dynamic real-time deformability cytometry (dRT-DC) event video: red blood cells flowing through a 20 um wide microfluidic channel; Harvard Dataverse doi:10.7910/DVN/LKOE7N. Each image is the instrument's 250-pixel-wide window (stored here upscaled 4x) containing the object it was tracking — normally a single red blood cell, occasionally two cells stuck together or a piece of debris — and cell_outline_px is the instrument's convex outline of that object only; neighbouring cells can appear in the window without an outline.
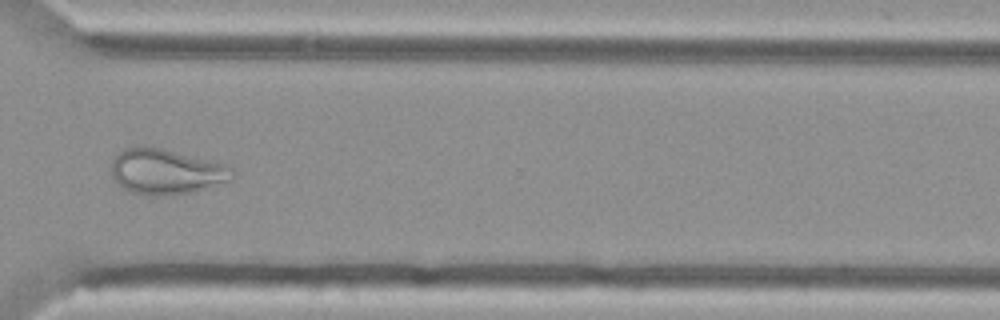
{"species": "Egyptian fruit bat (a non-hibernating species)", "species_latin": "Rousettus aegyptiacus", "temperature_condition": "cold", "stored_images_in_passage": 50, "camera_frame_rate_fps": 3000, "um_per_image_px": 0.085, "animal": {"sex": "female"}, "frame": {"image": 1, "passage_image": 36, "time_ms": 11.667, "image_size_px": [1000, 320], "cell_outline_px": [[236, 176], [232, 180], [192, 192], [152, 196], [148, 196], [132, 192], [120, 188], [112, 176], [112, 160], [124, 148], [136, 144], [140, 144], [160, 148], [224, 164], [232, 168], [236, 172]], "centroid_in_image_um": [14.09, 14.58], "position_along_channel_um": 356.5, "area_um2": 32.14}}
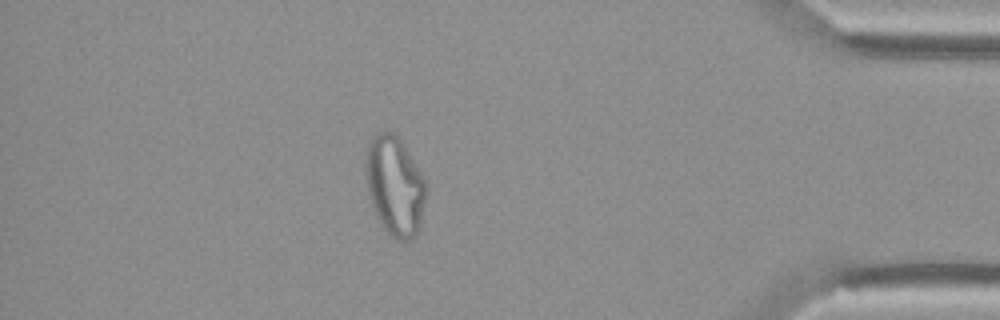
{"frame": {"image": 2, "passage_image": 43, "time_ms": 14.0, "image_size_px": [1000, 320], "cell_outline_px": [[428, 184], [420, 228], [416, 236], [412, 240], [396, 240], [380, 224], [376, 216], [372, 204], [368, 188], [364, 168], [364, 164], [368, 144], [372, 136], [380, 128], [392, 132], [404, 144], [424, 176]], "centroid_in_image_um": [33.57, 15.77], "position_along_channel_um": 401.6, "area_um2": 35.6}}